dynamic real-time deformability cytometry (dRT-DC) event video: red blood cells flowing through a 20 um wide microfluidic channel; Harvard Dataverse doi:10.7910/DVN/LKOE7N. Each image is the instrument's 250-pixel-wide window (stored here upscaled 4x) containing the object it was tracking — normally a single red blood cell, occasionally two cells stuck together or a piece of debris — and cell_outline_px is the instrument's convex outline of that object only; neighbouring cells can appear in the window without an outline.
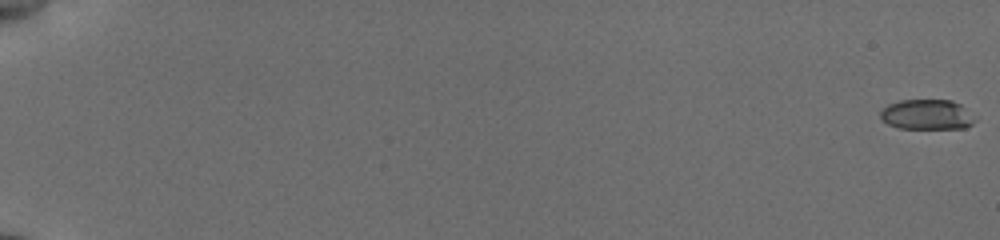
{"species": "common noctule bat (a hibernating species)", "species_latin": "Nyctalus noctula", "temperature_condition": "cold", "stored_images_in_passage": 57, "camera_frame_rate_fps": 3000, "um_per_image_px": 0.085, "animal": {"sex": "female", "body_mass_g": 19.5, "forearm_length_mm": 54.1}, "frame": {"image": 1, "passage_image": 1, "time_ms": 0.0, "image_size_px": [1000, 240], "cell_outline_px": [[976, 120], [972, 124], [964, 128], [900, 128], [888, 124], [880, 116], [880, 112], [888, 104], [900, 100], [952, 100], [960, 104], [976, 116]], "centroid_in_image_um": [78.83, 9.73], "position_along_channel_um": 6.2, "area_um2": 16.59}}
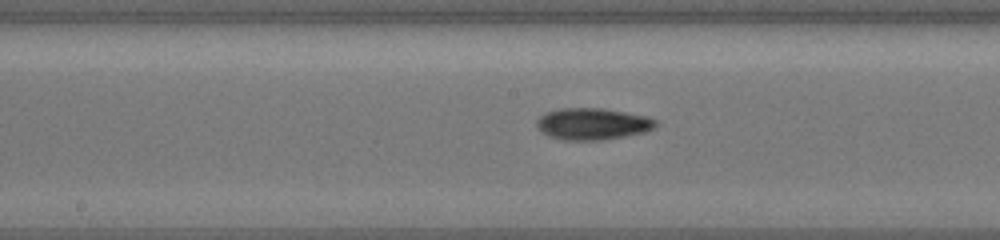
{"frame": {"image": 2, "passage_image": 33, "time_ms": 10.667, "image_size_px": [1000, 240], "cell_outline_px": [[656, 124], [652, 128], [644, 132], [604, 140], [564, 140], [548, 136], [540, 132], [536, 124], [536, 120], [540, 116], [548, 112], [560, 108], [604, 108], [648, 116], [656, 120]], "centroid_in_image_um": [50.34, 10.53], "position_along_channel_um": 197.9, "area_um2": 22.02}}
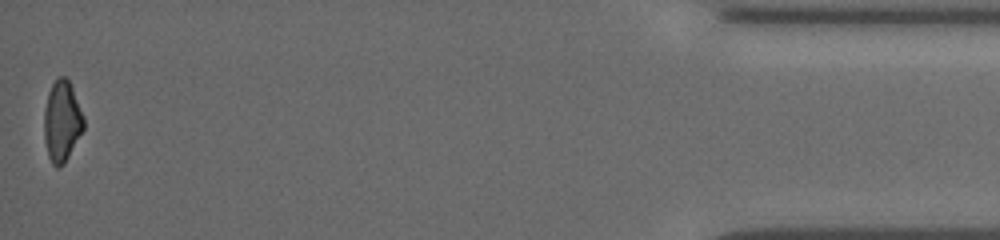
{"frame": {"image": 3, "passage_image": 57, "time_ms": 18.667, "image_size_px": [1000, 240], "cell_outline_px": [[84, 128], [64, 164], [60, 168], [56, 168], [52, 164], [48, 156], [44, 140], [44, 108], [48, 92], [56, 76], [64, 76], [68, 80], [72, 88], [84, 116]], "centroid_in_image_um": [5.25, 10.31], "position_along_channel_um": 430.0, "area_um2": 18.79}, "authors_computed_cell_mechanics": {"area_um2": 19.074, "velocity_mm_per_s": 3.8468, "shape_relaxation_time_tau1_ms": 3.1869, "shape_relaxation_time_tau2_ms": null, "deformation_change_tau1": 0.1162, "deformation_change_tau2": null}}